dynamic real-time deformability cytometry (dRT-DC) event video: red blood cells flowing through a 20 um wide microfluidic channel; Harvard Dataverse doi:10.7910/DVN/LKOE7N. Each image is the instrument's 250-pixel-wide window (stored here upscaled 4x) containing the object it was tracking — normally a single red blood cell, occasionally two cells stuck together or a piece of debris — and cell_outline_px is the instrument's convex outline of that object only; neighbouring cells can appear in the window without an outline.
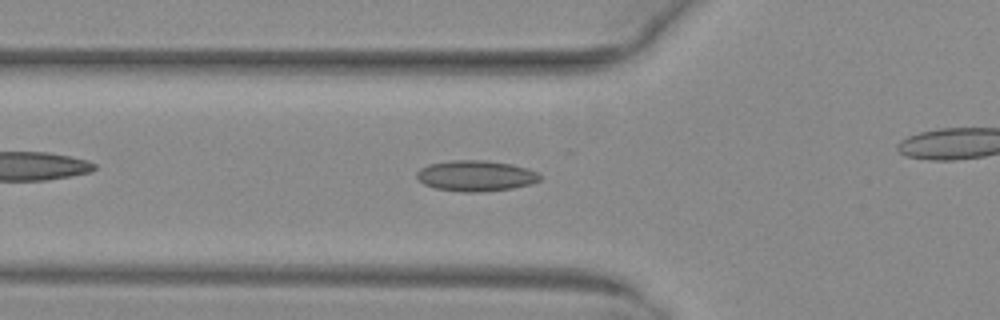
{"species": "common noctule bat (a hibernating species)", "species_latin": "Nyctalus noctula", "temperature_condition": "warm", "stored_images_in_passage": 35, "camera_frame_rate_fps": 3000, "um_per_image_px": 0.085, "animal": {"sex": "female", "body_mass_g": 29.2, "forearm_length_mm": 56.3}, "frame": {"image": 1, "passage_image": 12, "time_ms": 3.667, "image_size_px": [1000, 320], "cell_outline_px": [[540, 180], [532, 184], [512, 188], [480, 192], [464, 192], [436, 188], [424, 184], [416, 176], [416, 172], [420, 168], [428, 164], [452, 160], [488, 160], [512, 164], [528, 168], [536, 172], [540, 176]], "centroid_in_image_um": [40.45, 14.93], "position_along_channel_um": 85.4, "area_um2": 22.14}}
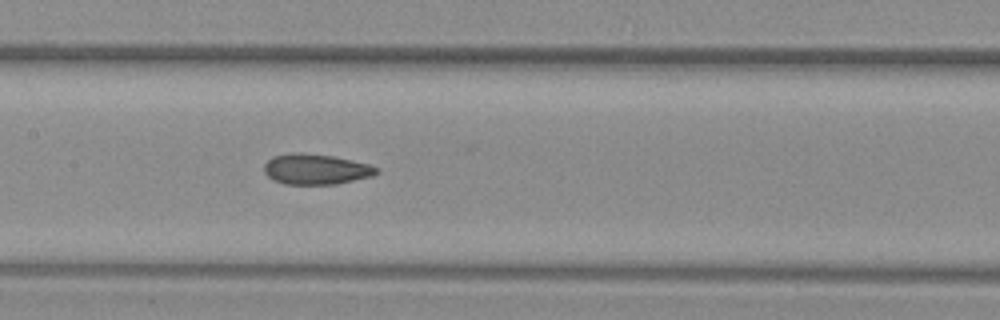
{"frame": {"image": 2, "passage_image": 19, "time_ms": 6.0, "image_size_px": [1000, 320], "cell_outline_px": [[380, 172], [372, 176], [336, 184], [284, 184], [272, 180], [264, 172], [264, 164], [272, 156], [300, 152], [332, 156], [368, 164], [376, 168]], "centroid_in_image_um": [26.81, 14.39], "position_along_channel_um": 180.6, "area_um2": 19.83}}
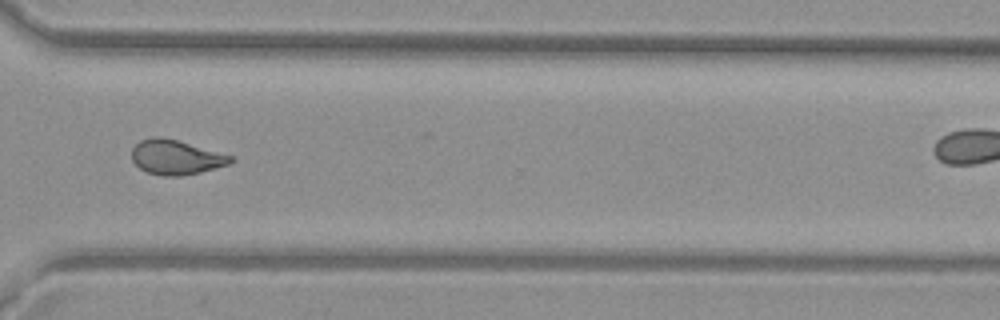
{"frame": {"image": 3, "passage_image": 32, "time_ms": 10.333, "image_size_px": [1000, 320], "cell_outline_px": [[236, 160], [228, 164], [216, 168], [200, 172], [180, 176], [160, 176], [148, 172], [140, 168], [132, 160], [132, 148], [140, 140], [152, 136], [160, 136], [176, 140], [232, 156]], "centroid_in_image_um": [14.93, 13.37], "position_along_channel_um": 355.7, "area_um2": 19.83}, "authors_computed_cell_mechanics": {"area_um2": 20.0566, "velocity_mm_per_s": 4.0474, "shape_relaxation_time_tau1_ms": null, "shape_relaxation_time_tau2_ms": 1.9991, "deformation_change_tau1": null, "deformation_change_tau2": 0.0839}}